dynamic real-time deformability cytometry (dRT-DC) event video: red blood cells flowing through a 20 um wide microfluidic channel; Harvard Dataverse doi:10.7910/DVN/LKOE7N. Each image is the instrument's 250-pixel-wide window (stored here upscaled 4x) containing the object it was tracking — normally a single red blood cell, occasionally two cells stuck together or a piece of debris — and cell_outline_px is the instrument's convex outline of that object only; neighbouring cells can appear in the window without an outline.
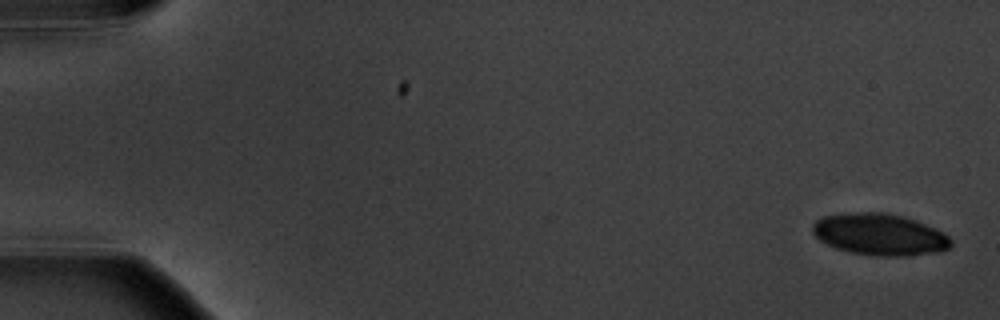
{"species": "common noctule bat (a hibernating species)", "species_latin": "Nyctalus noctula", "temperature_condition": "warm", "stored_images_in_passage": 7, "camera_frame_rate_fps": 3000, "um_per_image_px": 0.085, "animal": {"sex": "male", "body_mass_g": 20.1, "forearm_length_mm": 53.5}, "frame": {"image": 1, "passage_image": 1, "time_ms": 0.0, "image_size_px": [1000, 320], "cell_outline_px": [[952, 244], [948, 248], [940, 252], [908, 256], [872, 256], [852, 252], [836, 248], [820, 240], [812, 232], [812, 224], [816, 220], [824, 216], [860, 212], [884, 212], [904, 216], [916, 220], [936, 228], [944, 232], [952, 240]], "centroid_in_image_um": [74.82, 19.93], "position_along_channel_um": 10.2, "area_um2": 33.76}}